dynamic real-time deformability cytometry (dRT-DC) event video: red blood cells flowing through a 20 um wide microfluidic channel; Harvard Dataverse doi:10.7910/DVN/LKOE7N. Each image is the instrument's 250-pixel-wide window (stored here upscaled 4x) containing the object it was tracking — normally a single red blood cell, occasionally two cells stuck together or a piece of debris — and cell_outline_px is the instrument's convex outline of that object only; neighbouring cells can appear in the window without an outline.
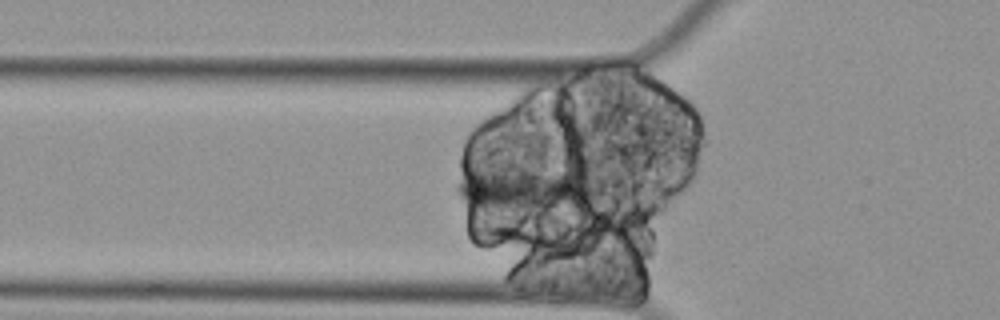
{"species": "Egyptian fruit bat (a non-hibernating species)", "species_latin": "Rousettus aegyptiacus", "temperature_condition": "cold", "stored_images_in_passage": 54, "segment_of_instrument_passage": [1, 2], "camera_frame_rate_fps": 3000, "um_per_image_px": 0.085, "animal": {"sex": "female"}, "frame": {"image": 1, "passage_image": 15, "time_ms": 4.667, "image_size_px": [1000, 320], "cell_outline_px": [[596, 192], [592, 196], [552, 208], [532, 208], [476, 204], [464, 200], [456, 196], [456, 184], [460, 176], [484, 168], [504, 164], [568, 172], [592, 188]], "centroid_in_image_um": [44.32, 15.92], "position_along_channel_um": 81.5, "area_um2": 32.95}}
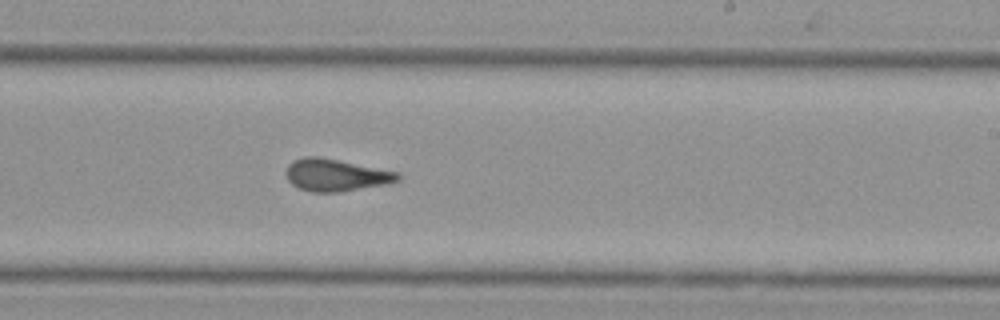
{"frame": {"image": 2, "passage_image": 31, "time_ms": 10.0, "image_size_px": [1000, 320], "cell_outline_px": [[400, 180], [384, 184], [340, 192], [312, 192], [300, 188], [292, 184], [288, 180], [284, 172], [288, 164], [292, 160], [304, 156], [320, 156], [400, 172]], "centroid_in_image_um": [28.52, 14.86], "position_along_channel_um": 260.5, "area_um2": 21.15}}
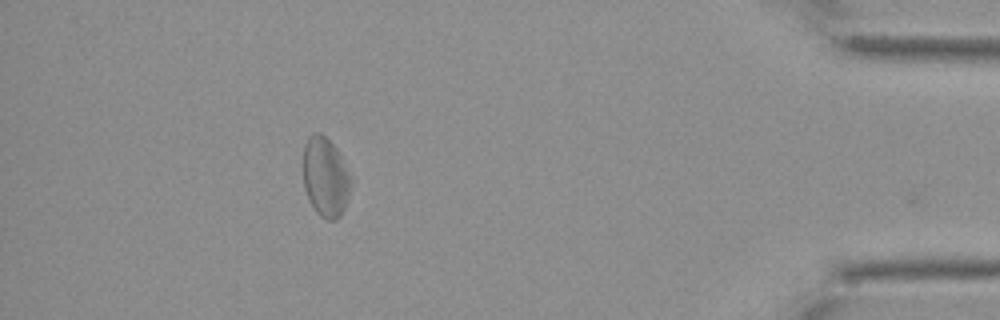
{"frame": {"image": 3, "passage_image": 49, "time_ms": 16.0, "image_size_px": [1000, 320], "cell_outline_px": [[352, 180], [348, 196], [344, 208], [340, 216], [336, 220], [328, 220], [320, 216], [316, 212], [308, 200], [304, 188], [304, 144], [308, 136], [316, 132], [320, 132], [332, 144], [340, 156]], "centroid_in_image_um": [27.64, 15.08], "position_along_channel_um": 407.6, "area_um2": 21.91}}